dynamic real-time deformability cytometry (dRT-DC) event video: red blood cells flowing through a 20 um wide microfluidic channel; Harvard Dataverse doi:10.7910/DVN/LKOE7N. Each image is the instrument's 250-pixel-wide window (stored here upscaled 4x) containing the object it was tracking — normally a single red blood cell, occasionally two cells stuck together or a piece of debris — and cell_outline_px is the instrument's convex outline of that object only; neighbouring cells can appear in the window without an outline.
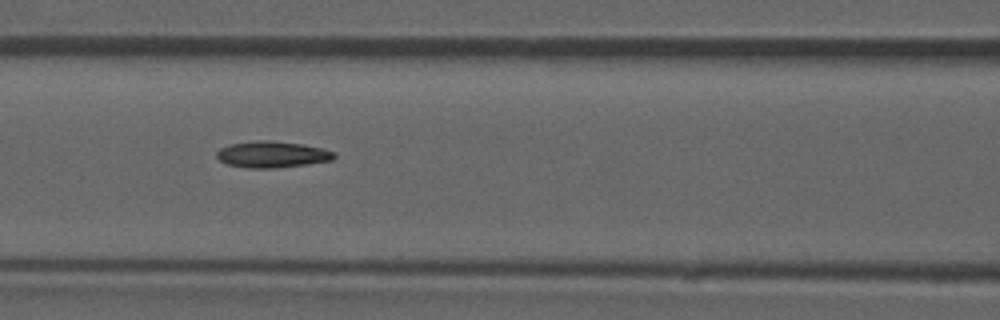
{"species": "common noctule bat (a hibernating species)", "species_latin": "Nyctalus noctula", "temperature_condition": "room temperature", "stored_images_in_passage": 53, "camera_frame_rate_fps": 3000, "um_per_image_px": 0.085, "animal": {"sex": "male", "forearm_length_mm": 52.5}, "frame": {"image": 1, "passage_image": 23, "time_ms": 7.333, "image_size_px": [1000, 320], "cell_outline_px": [[336, 156], [332, 160], [308, 164], [276, 168], [248, 168], [228, 164], [220, 160], [216, 156], [216, 152], [220, 148], [232, 144], [256, 140], [268, 140], [304, 144], [336, 152]], "centroid_in_image_um": [23.15, 13.12], "position_along_channel_um": 143.5, "area_um2": 18.03}, "authors_computed_cell_mechanics": {"area_um2": 17.6868, "velocity_mm_per_s": 3.8831, "shape_relaxation_time_tau1_ms": 9.0215, "shape_relaxation_time_tau2_ms": null, "deformation_change_tau1": 0.1951, "deformation_change_tau2": null}}